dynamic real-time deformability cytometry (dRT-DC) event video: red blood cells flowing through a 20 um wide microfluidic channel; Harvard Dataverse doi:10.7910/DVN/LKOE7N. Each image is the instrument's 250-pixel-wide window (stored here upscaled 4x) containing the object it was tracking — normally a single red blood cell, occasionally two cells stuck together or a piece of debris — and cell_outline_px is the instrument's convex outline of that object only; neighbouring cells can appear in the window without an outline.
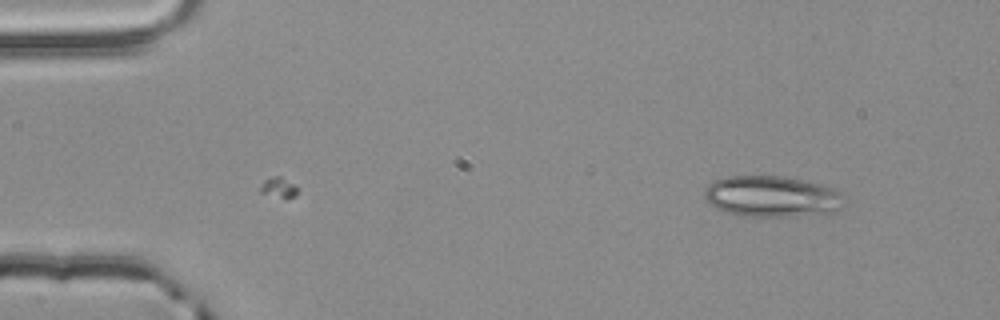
{"species": "common noctule bat (a hibernating species)", "species_latin": "Nyctalus noctula", "temperature_condition": "room temperature", "stored_images_in_passage": 13, "camera_frame_rate_fps": 3000, "um_per_image_px": 0.085, "animal": {"sex": "male", "body_mass_g": 20.4}, "frame": {"image": 1, "passage_image": 13, "time_ms": 4.0, "image_size_px": [1000, 320], "cell_outline_px": [[848, 204], [836, 212], [788, 216], [736, 216], [724, 212], [716, 208], [704, 200], [704, 188], [712, 180], [724, 176], [784, 176], [808, 180], [832, 188], [840, 192], [844, 196]], "centroid_in_image_um": [65.61, 16.69], "position_along_channel_um": 19.4, "area_um2": 34.28}}